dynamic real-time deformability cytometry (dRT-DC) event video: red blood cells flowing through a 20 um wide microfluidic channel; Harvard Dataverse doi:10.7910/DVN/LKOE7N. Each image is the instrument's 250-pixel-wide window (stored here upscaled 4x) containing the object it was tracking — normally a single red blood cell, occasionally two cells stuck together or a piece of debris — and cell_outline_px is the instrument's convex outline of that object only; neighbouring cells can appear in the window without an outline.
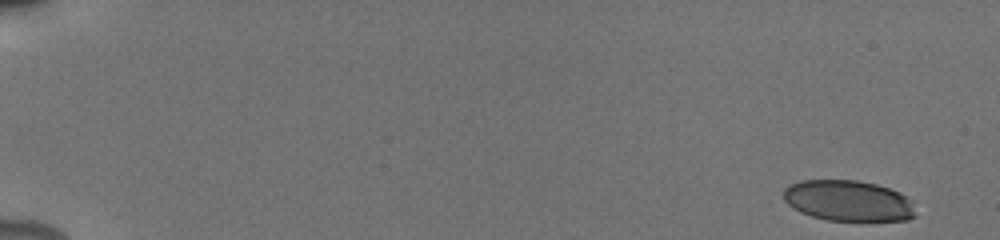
{"species": "human", "species_latin": "Homo sapiens", "temperature_condition": "cold", "stored_images_in_passage": 29, "camera_frame_rate_fps": 3000, "um_per_image_px": 0.085, "donor": {"sex": "male"}, "frame": {"image": 1, "passage_image": 1, "time_ms": 0.0, "image_size_px": [1000, 240], "cell_outline_px": [[916, 216], [908, 220], [860, 224], [828, 220], [812, 216], [800, 212], [792, 208], [784, 200], [784, 188], [788, 184], [800, 180], [856, 180], [876, 184], [900, 192], [912, 200]], "centroid_in_image_um": [72.15, 17.11], "position_along_channel_um": 12.9, "area_um2": 32.71}}
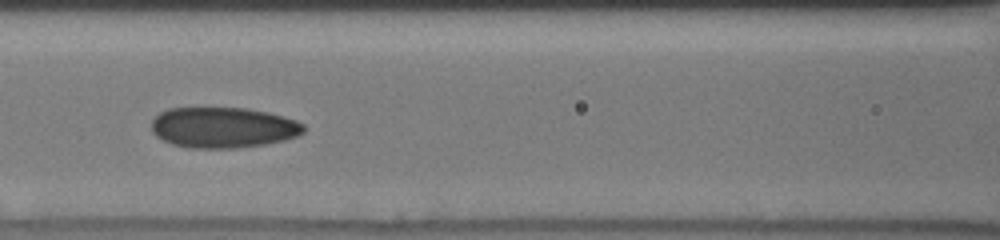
{"frame": {"image": 2, "passage_image": 20, "time_ms": 8.0, "image_size_px": [1000, 240], "cell_outline_px": [[304, 132], [296, 136], [284, 140], [264, 144], [236, 148], [188, 148], [172, 144], [156, 136], [152, 132], [152, 120], [160, 112], [168, 108], [244, 108], [268, 112], [296, 120], [304, 124]], "centroid_in_image_um": [18.95, 10.84], "position_along_channel_um": 147.6, "area_um2": 36.07}}
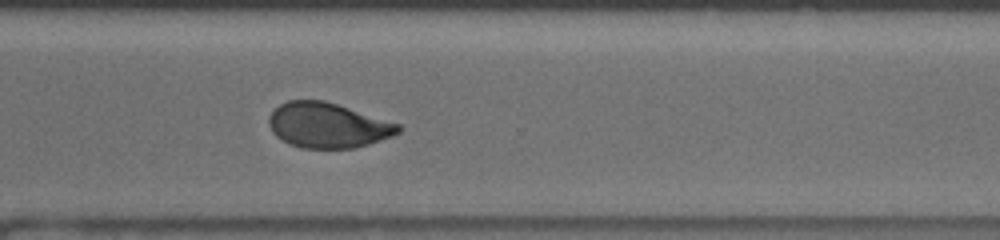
{"frame": {"image": 3, "passage_image": 29, "time_ms": 13.0, "image_size_px": [1000, 240], "cell_outline_px": [[400, 132], [392, 136], [356, 148], [304, 148], [292, 144], [276, 136], [272, 132], [268, 124], [268, 116], [280, 104], [288, 100], [324, 100], [400, 124]], "centroid_in_image_um": [27.85, 10.65], "position_along_channel_um": 342.8, "area_um2": 33.76}}